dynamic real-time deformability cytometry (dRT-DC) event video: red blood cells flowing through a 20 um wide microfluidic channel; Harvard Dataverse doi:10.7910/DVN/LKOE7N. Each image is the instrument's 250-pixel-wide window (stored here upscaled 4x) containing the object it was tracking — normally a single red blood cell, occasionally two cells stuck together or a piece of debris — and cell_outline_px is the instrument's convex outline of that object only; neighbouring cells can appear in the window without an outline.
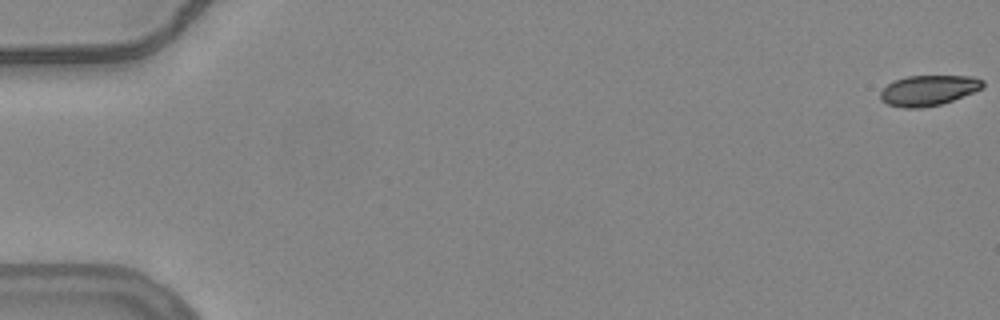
{"species": "common noctule bat (a hibernating species)", "species_latin": "Nyctalus noctula", "temperature_condition": "warm", "stored_images_in_passage": 56, "camera_frame_rate_fps": 3000, "um_per_image_px": 0.085, "animal": {"sex": "female", "body_mass_g": 24.6, "forearm_length_mm": 56.2}, "frame": {"image": 1, "passage_image": 1, "time_ms": 0.0, "image_size_px": [1000, 320], "cell_outline_px": [[984, 88], [952, 100], [940, 104], [924, 108], [904, 108], [888, 104], [880, 100], [880, 92], [888, 84], [896, 80], [908, 76], [972, 76], [984, 80]], "centroid_in_image_um": [78.93, 7.68], "position_along_channel_um": 6.1, "area_um2": 18.09}}
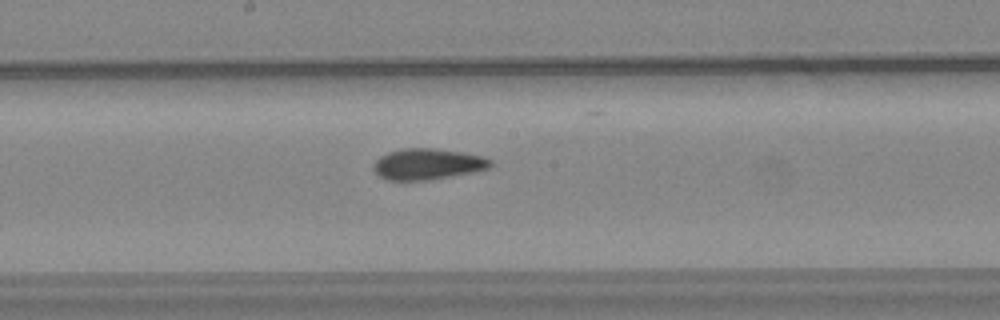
{"frame": {"image": 2, "passage_image": 31, "time_ms": 10.0, "image_size_px": [1000, 320], "cell_outline_px": [[492, 164], [488, 168], [472, 172], [428, 180], [388, 180], [380, 176], [372, 168], [372, 164], [380, 156], [388, 152], [400, 148], [436, 148], [464, 152], [480, 156], [492, 160]], "centroid_in_image_um": [36.31, 13.93], "position_along_channel_um": 211.9, "area_um2": 21.15}}
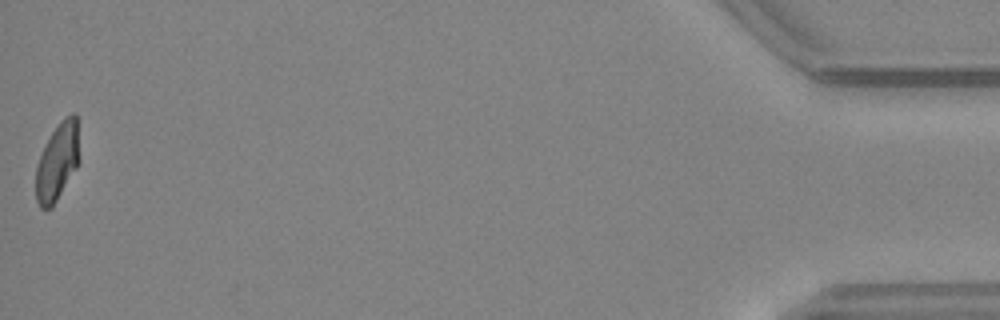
{"frame": {"image": 3, "passage_image": 56, "time_ms": 18.333, "image_size_px": [1000, 320], "cell_outline_px": [[80, 160], [76, 168], [52, 208], [40, 208], [36, 200], [36, 164], [52, 132], [60, 120], [64, 116], [72, 112], [76, 112]], "centroid_in_image_um": [4.89, 13.73], "position_along_channel_um": 430.3, "area_um2": 19.71}, "authors_computed_cell_mechanics": {"area_um2": 20.7791, "velocity_mm_per_s": 3.783, "shape_relaxation_time_tau1_ms": null, "shape_relaxation_time_tau2_ms": 1.9102, "deformation_change_tau1": null, "deformation_change_tau2": 0.0668}}